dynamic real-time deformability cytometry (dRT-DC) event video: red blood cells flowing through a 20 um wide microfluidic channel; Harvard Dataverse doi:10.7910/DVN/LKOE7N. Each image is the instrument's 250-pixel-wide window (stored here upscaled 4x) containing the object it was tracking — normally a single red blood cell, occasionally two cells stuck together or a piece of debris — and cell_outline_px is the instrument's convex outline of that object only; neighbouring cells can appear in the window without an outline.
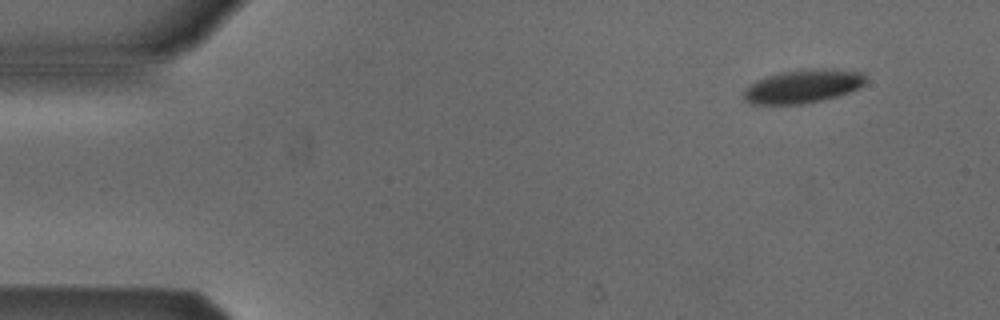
{"species": "Egyptian fruit bat (a non-hibernating species)", "species_latin": "Rousettus aegyptiacus", "temperature_condition": "cold", "stored_images_in_passage": 4, "camera_frame_rate_fps": 3000, "um_per_image_px": 0.085, "animal": {"sex": "male"}, "frame": {"image": 1, "passage_image": 1, "time_ms": 0.0, "image_size_px": [1000, 320], "cell_outline_px": [[864, 84], [848, 92], [836, 96], [804, 104], [752, 104], [744, 100], [744, 88], [748, 84], [756, 80], [780, 72], [808, 68], [832, 68], [860, 72], [864, 76]], "centroid_in_image_um": [68.19, 7.32], "position_along_channel_um": 16.8, "area_um2": 23.76}}
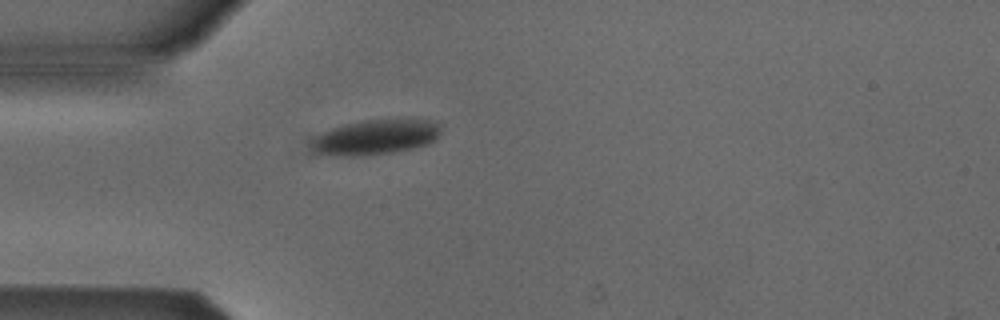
{"frame": {"image": 2, "passage_image": 4, "time_ms": 3.333, "image_size_px": [1000, 320], "cell_outline_px": [[440, 132], [436, 140], [428, 144], [412, 148], [392, 152], [352, 156], [332, 156], [312, 152], [312, 140], [320, 132], [344, 124], [364, 120], [436, 120], [440, 124]], "centroid_in_image_um": [31.9, 11.66], "position_along_channel_um": 53.1, "area_um2": 26.36}}